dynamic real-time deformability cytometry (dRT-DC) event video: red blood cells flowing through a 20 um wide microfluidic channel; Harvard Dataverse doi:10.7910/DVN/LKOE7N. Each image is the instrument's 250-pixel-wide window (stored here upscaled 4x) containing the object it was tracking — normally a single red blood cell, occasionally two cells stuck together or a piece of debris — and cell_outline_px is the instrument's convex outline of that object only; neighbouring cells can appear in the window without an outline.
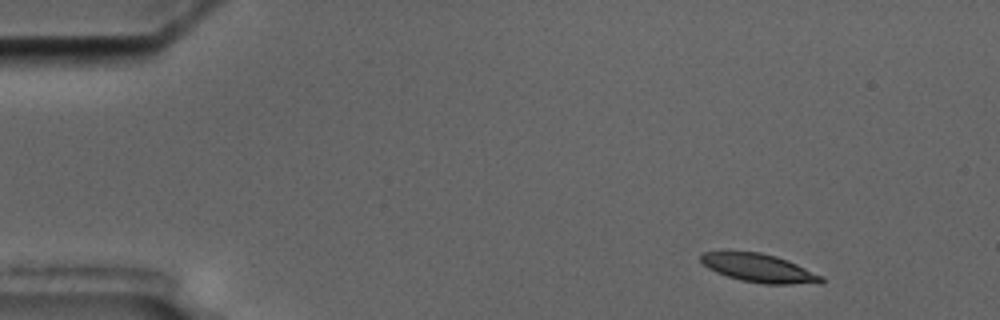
{"species": "common noctule bat (a hibernating species)", "species_latin": "Nyctalus noctula", "temperature_condition": "cold", "stored_images_in_passage": 14, "camera_frame_rate_fps": 3000, "um_per_image_px": 0.085, "animal": {"sex": "male", "body_mass_g": 17.5, "forearm_length_mm": 52.3}, "frame": {"image": 1, "passage_image": 1, "time_ms": 0.0, "image_size_px": [1000, 320], "cell_outline_px": [[824, 280], [820, 284], [764, 284], [740, 280], [716, 272], [708, 268], [700, 260], [700, 256], [704, 252], [760, 252], [776, 256], [788, 260], [824, 276]], "centroid_in_image_um": [64.58, 22.8], "position_along_channel_um": 20.4, "area_um2": 19.94}}
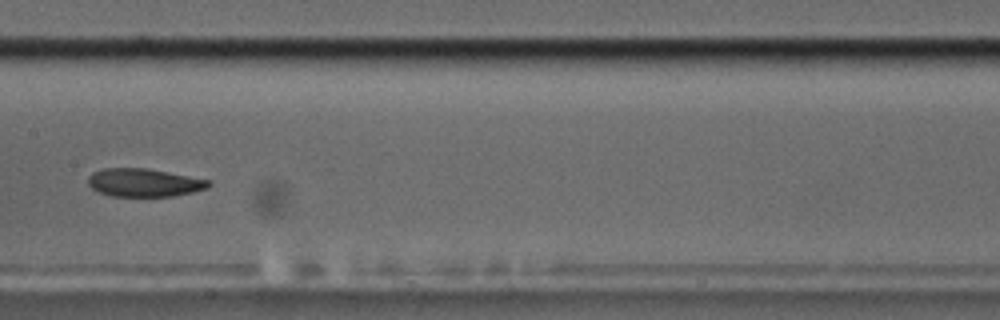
{"frame": {"image": 2, "passage_image": 7, "time_ms": 7.667, "image_size_px": [1000, 320], "cell_outline_px": [[212, 184], [208, 188], [192, 192], [172, 196], [112, 196], [100, 192], [92, 188], [88, 184], [88, 176], [92, 172], [104, 168], [148, 168], [212, 180]], "centroid_in_image_um": [12.27, 15.51], "position_along_channel_um": 195.1, "area_um2": 19.88}}
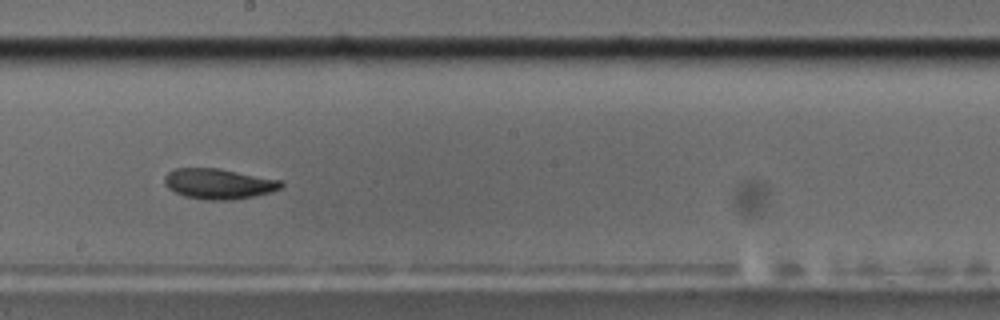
{"frame": {"image": 3, "passage_image": 8, "time_ms": 8.667, "image_size_px": [1000, 320], "cell_outline_px": [[284, 184], [280, 188], [272, 192], [232, 200], [204, 200], [184, 196], [168, 188], [164, 184], [164, 176], [168, 172], [176, 168], [220, 168], [284, 180]], "centroid_in_image_um": [18.61, 15.61], "position_along_channel_um": 229.6, "area_um2": 20.92}, "authors_computed_cell_mechanics": {"area_um2": 20.8658, "velocity_mm_per_s": 3.4668, "shape_relaxation_time_tau1_ms": 6.7329, "shape_relaxation_time_tau2_ms": 4.0897, "deformation_change_tau1": 0.1417, "deformation_change_tau2": 0.0904}}